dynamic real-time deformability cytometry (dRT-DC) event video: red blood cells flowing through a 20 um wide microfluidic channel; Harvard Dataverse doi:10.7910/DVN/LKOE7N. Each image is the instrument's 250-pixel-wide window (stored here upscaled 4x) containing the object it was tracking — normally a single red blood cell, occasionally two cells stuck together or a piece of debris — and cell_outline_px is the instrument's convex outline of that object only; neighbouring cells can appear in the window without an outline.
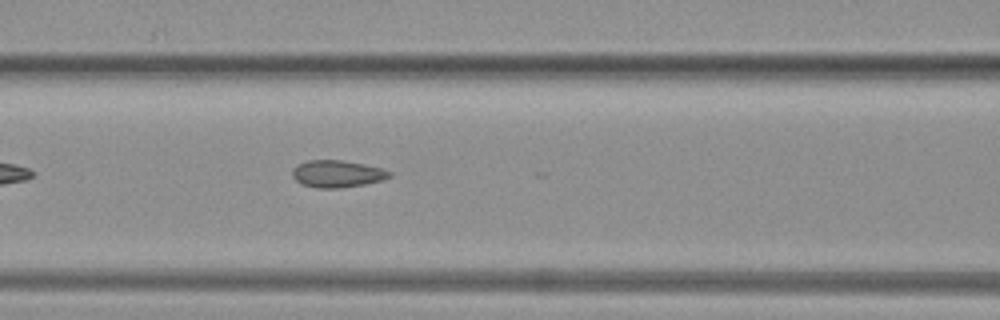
{"species": "common noctule bat (a hibernating species)", "species_latin": "Nyctalus noctula", "temperature_condition": "warm", "stored_images_in_passage": 16, "camera_frame_rate_fps": 3000, "um_per_image_px": 0.085, "animal": {"sex": "female", "body_mass_g": 19.3, "forearm_length_mm": 54.1}, "frame": {"image": 1, "passage_image": 9, "time_ms": 2.667, "image_size_px": [1000, 320], "cell_outline_px": [[392, 176], [380, 180], [364, 184], [340, 188], [316, 188], [300, 184], [292, 176], [292, 168], [296, 164], [308, 160], [340, 160], [364, 164], [380, 168], [392, 172]], "centroid_in_image_um": [28.61, 14.77], "position_along_channel_um": 138.0, "area_um2": 15.37}}
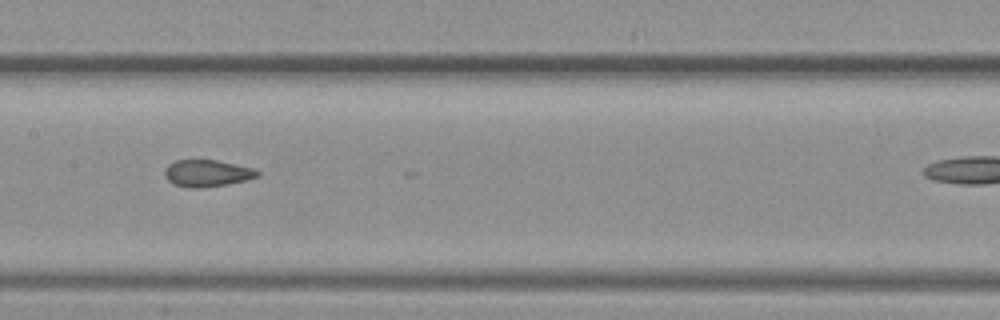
{"frame": {"image": 2, "passage_image": 13, "time_ms": 4.0, "image_size_px": [1000, 320], "cell_outline_px": [[260, 176], [248, 180], [228, 184], [200, 188], [188, 188], [172, 184], [164, 176], [164, 168], [168, 164], [176, 160], [216, 160], [256, 168], [260, 172]], "centroid_in_image_um": [17.62, 14.73], "position_along_channel_um": 189.8, "area_um2": 14.85}}